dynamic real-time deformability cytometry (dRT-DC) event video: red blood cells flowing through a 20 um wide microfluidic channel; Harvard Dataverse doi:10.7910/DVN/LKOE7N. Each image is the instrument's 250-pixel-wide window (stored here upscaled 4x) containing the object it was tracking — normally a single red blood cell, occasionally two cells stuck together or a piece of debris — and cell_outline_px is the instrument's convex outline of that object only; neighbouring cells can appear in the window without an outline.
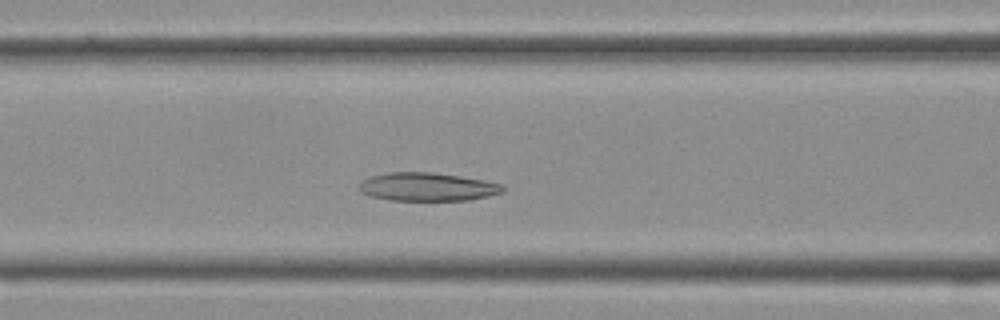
{"species": "Egyptian fruit bat (a non-hibernating species)", "species_latin": "Rousettus aegyptiacus", "temperature_condition": "cold", "stored_images_in_passage": 25, "camera_frame_rate_fps": 3000, "um_per_image_px": 0.085, "frame": {"image": 1, "passage_image": 10, "time_ms": 3.0, "image_size_px": [1000, 320], "cell_outline_px": [[504, 192], [488, 196], [468, 200], [392, 200], [372, 196], [360, 192], [356, 188], [360, 180], [372, 176], [388, 172], [432, 172], [460, 176], [484, 180], [504, 184]], "centroid_in_image_um": [36.31, 15.87], "position_along_channel_um": 130.3, "area_um2": 23.87}}
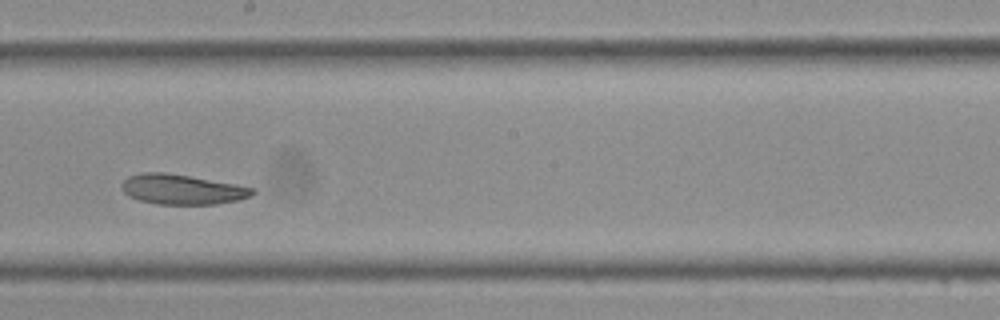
{"frame": {"image": 2, "passage_image": 16, "time_ms": 5.0, "image_size_px": [1000, 320], "cell_outline_px": [[256, 192], [252, 196], [240, 200], [216, 204], [156, 204], [140, 200], [128, 196], [120, 188], [120, 184], [128, 176], [140, 172], [164, 172], [236, 184], [256, 188]], "centroid_in_image_um": [15.48, 16.1], "position_along_channel_um": 232.7, "area_um2": 23.06}}
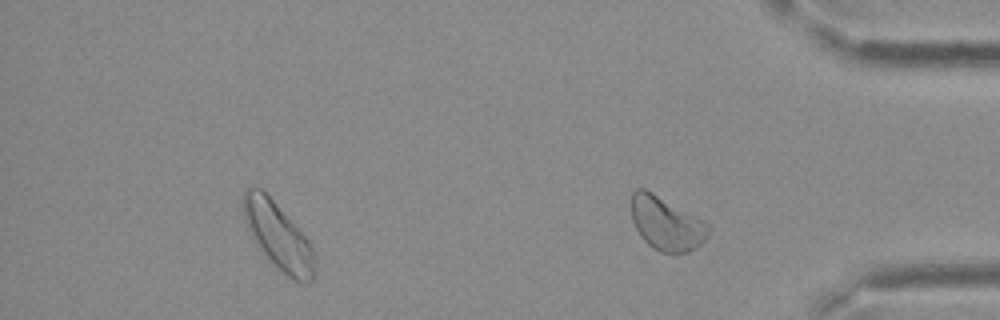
{"frame": {"image": 3, "passage_image": 25, "time_ms": 8.0, "image_size_px": [1000, 320], "cell_outline_px": [[712, 228], [708, 236], [696, 248], [688, 252], [676, 256], [660, 252], [652, 248], [640, 236], [632, 220], [632, 192], [636, 188], [644, 188], [652, 192], [712, 224]], "centroid_in_image_um": [56.69, 19.04], "position_along_channel_um": 378.5, "area_um2": 24.62}}